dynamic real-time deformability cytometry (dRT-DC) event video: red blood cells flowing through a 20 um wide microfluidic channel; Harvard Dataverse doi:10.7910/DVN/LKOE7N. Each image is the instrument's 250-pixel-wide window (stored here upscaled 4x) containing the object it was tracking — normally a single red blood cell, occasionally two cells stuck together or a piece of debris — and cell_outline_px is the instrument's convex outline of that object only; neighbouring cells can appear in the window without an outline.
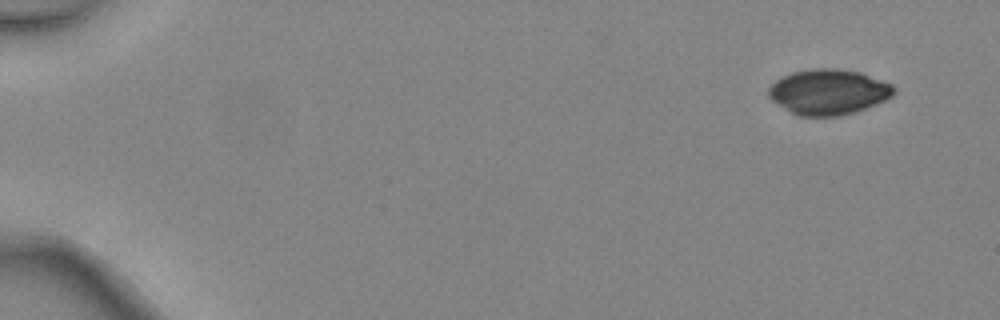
{"species": "common noctule bat (a hibernating species)", "species_latin": "Nyctalus noctula", "temperature_condition": "warm", "stored_images_in_passage": 4, "camera_frame_rate_fps": 3000, "um_per_image_px": 0.085, "animal": {"sex": "female", "body_mass_g": 24.6, "forearm_length_mm": 56.2}, "frame": {"image": 1, "passage_image": 1, "time_ms": 0.0, "image_size_px": [1000, 320], "cell_outline_px": [[896, 92], [892, 96], [876, 104], [840, 116], [800, 116], [792, 112], [772, 100], [768, 96], [768, 88], [776, 80], [792, 72], [816, 68], [840, 68], [860, 72], [892, 84], [896, 88]], "centroid_in_image_um": [70.44, 7.8], "position_along_channel_um": 14.6, "area_um2": 32.95}}